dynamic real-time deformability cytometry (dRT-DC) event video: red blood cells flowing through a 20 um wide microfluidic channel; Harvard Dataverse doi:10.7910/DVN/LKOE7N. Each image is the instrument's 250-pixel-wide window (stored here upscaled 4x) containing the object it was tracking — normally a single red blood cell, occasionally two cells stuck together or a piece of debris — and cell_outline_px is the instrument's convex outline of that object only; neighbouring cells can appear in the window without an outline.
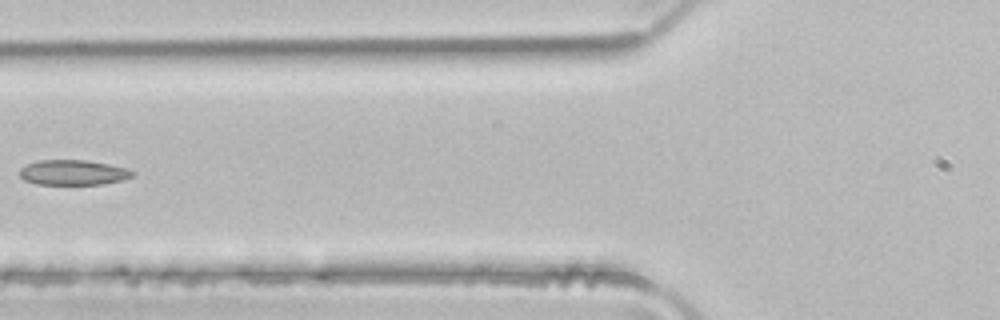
{"species": "common noctule bat (a hibernating species)", "species_latin": "Nyctalus noctula", "temperature_condition": "room temperature", "stored_images_in_passage": 3, "camera_frame_rate_fps": 3000, "um_per_image_px": 0.085, "animal": {"sex": "male", "body_mass_g": 21.5, "forearm_length_mm": 52.0}, "frame": {"image": 1, "passage_image": 3, "time_ms": 0.667, "image_size_px": [1000, 320], "cell_outline_px": [[136, 172], [132, 176], [124, 180], [104, 184], [36, 184], [24, 180], [20, 176], [20, 168], [28, 164], [40, 160], [84, 160], [108, 164], [128, 168]], "centroid_in_image_um": [6.25, 14.67], "position_along_channel_um": 119.6, "area_um2": 16.53}}